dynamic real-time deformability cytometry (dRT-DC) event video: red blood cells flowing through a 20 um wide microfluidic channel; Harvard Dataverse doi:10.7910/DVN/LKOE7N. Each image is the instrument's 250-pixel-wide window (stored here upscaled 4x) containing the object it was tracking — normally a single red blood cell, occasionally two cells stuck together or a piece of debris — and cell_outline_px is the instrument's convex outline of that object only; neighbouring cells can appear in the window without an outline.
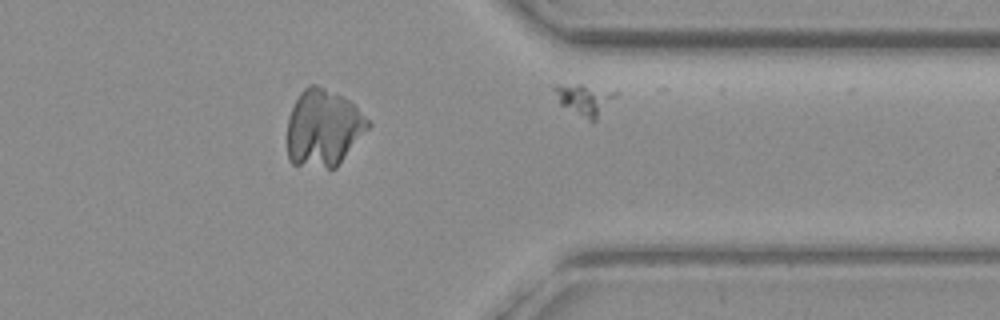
{"species": "common noctule bat (a hibernating species)", "species_latin": "Nyctalus noctula", "temperature_condition": "warm", "stored_images_in_passage": 48, "segment_of_instrument_passage": [2, 2], "camera_frame_rate_fps": 3000, "um_per_image_px": 0.085, "animal": {"sex": "female", "body_mass_g": 19.3, "forearm_length_mm": 54.1}, "frame": {"image": 1, "passage_image": 48, "time_ms": 15.667, "image_size_px": [1000, 320], "cell_outline_px": [[620, 92], [596, 120], [588, 120], [560, 104], [552, 88], [556, 84], [580, 84]], "centroid_in_image_um": [49.69, 8.43], "position_along_channel_um": 361.7, "area_um2": 11.04}}